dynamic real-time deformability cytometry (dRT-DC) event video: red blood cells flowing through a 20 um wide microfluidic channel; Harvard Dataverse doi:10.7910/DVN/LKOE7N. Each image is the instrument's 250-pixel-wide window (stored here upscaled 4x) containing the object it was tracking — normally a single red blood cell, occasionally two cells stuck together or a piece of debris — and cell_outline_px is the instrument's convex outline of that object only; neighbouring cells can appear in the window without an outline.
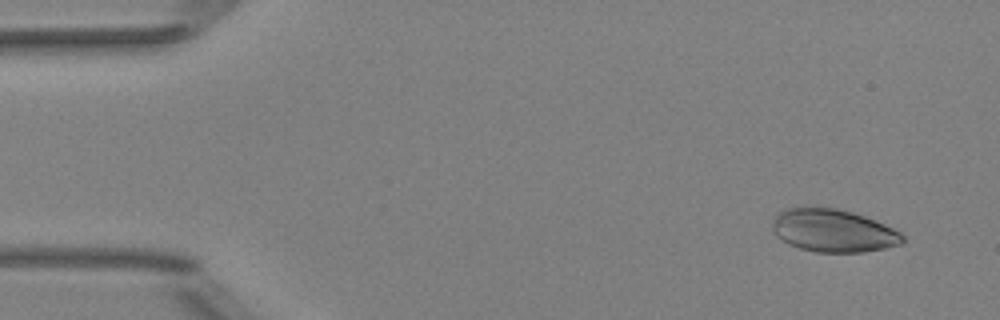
{"species": "Egyptian fruit bat (a non-hibernating species)", "species_latin": "Rousettus aegyptiacus", "temperature_condition": "room temperature", "stored_images_in_passage": 49, "camera_frame_rate_fps": 3000, "um_per_image_px": 0.085, "animal": {"sex": "female"}, "frame": {"image": 1, "passage_image": 1, "time_ms": 0.0, "image_size_px": [1000, 320], "cell_outline_px": [[904, 244], [864, 252], [816, 252], [800, 248], [788, 244], [776, 236], [772, 232], [772, 220], [780, 212], [788, 208], [804, 204], [836, 208], [852, 212], [864, 216], [884, 224], [900, 232], [904, 236]], "centroid_in_image_um": [70.78, 19.58], "position_along_channel_um": 14.2, "area_um2": 33.06}}
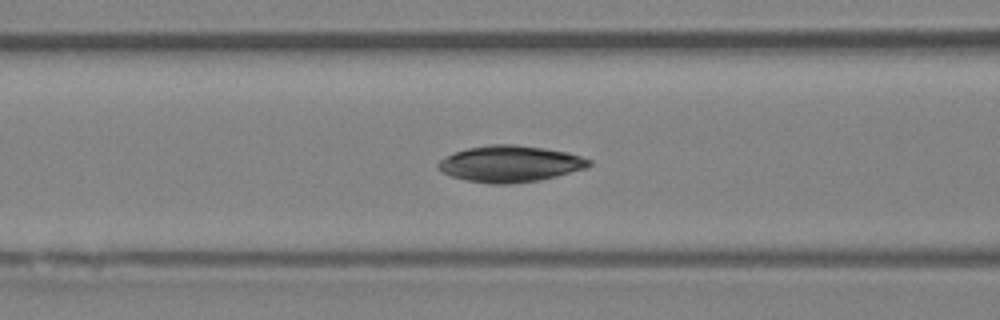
{"frame": {"image": 2, "passage_image": 18, "time_ms": 5.667, "image_size_px": [1000, 320], "cell_outline_px": [[592, 164], [588, 168], [540, 180], [508, 184], [492, 184], [464, 180], [452, 176], [436, 168], [436, 164], [440, 160], [456, 152], [468, 148], [488, 144], [516, 144], [544, 148], [568, 152], [592, 160]], "centroid_in_image_um": [43.39, 13.92], "position_along_channel_um": 123.2, "area_um2": 32.08}}
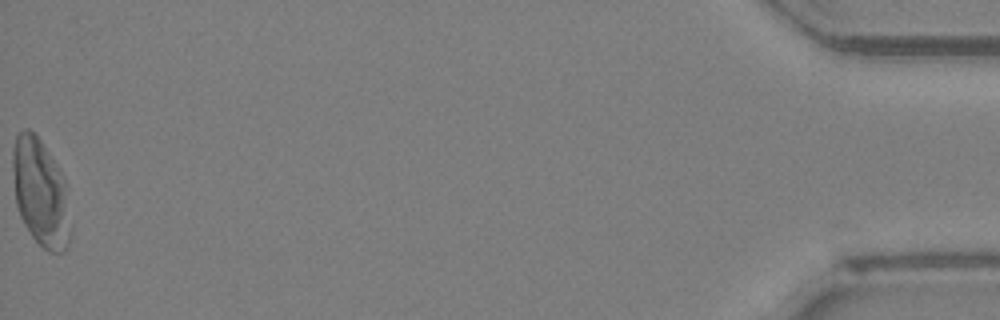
{"frame": {"image": 3, "passage_image": 49, "time_ms": 16.0, "image_size_px": [1000, 320], "cell_outline_px": [[72, 236], [64, 252], [48, 252], [32, 236], [24, 224], [20, 216], [16, 204], [12, 168], [12, 148], [16, 136], [24, 128], [28, 128], [40, 140], [60, 172], [68, 188], [72, 224]], "centroid_in_image_um": [3.48, 16.44], "position_along_channel_um": 431.7, "area_um2": 36.59}}